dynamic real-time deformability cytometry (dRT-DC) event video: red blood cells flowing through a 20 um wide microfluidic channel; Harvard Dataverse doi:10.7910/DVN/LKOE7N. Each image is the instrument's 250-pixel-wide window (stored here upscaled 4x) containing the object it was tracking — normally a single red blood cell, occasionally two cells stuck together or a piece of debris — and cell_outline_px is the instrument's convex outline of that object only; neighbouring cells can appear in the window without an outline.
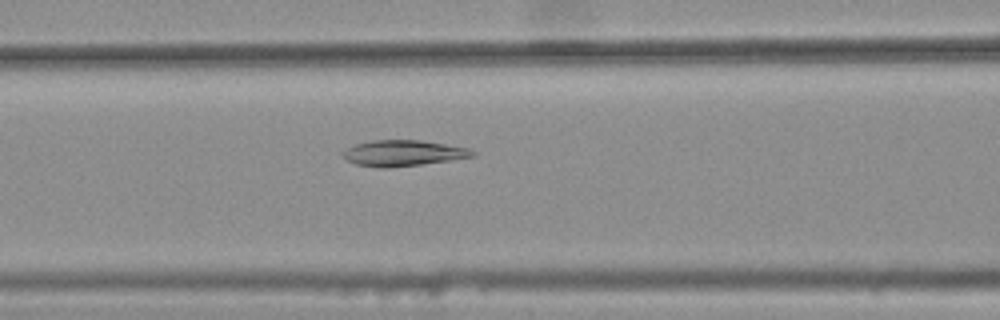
{"species": "common noctule bat (a hibernating species)", "species_latin": "Nyctalus noctula", "temperature_condition": "warm", "stored_images_in_passage": 36, "camera_frame_rate_fps": 3000, "um_per_image_px": 0.085, "animal": {"sex": "female", "body_mass_g": 25.1}, "frame": {"image": 1, "passage_image": 10, "time_ms": 3.0, "image_size_px": [1000, 320], "cell_outline_px": [[476, 156], [420, 164], [388, 168], [376, 168], [356, 164], [340, 156], [340, 152], [356, 144], [372, 140], [420, 140], [468, 148], [476, 152]], "centroid_in_image_um": [34.22, 13.02], "position_along_channel_um": 132.4, "area_um2": 19.48}}
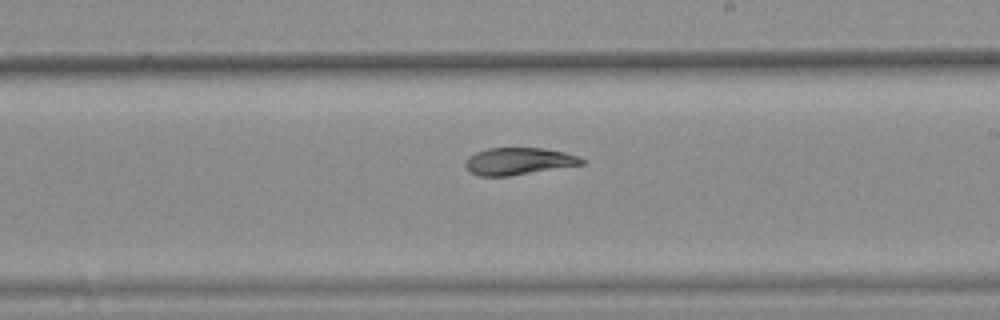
{"frame": {"image": 2, "passage_image": 19, "time_ms": 6.0, "image_size_px": [1000, 320], "cell_outline_px": [[584, 164], [508, 176], [480, 176], [472, 172], [464, 164], [464, 160], [468, 156], [476, 152], [488, 148], [544, 148], [564, 152], [576, 156], [584, 160]], "centroid_in_image_um": [44.04, 13.7], "position_along_channel_um": 245.0, "area_um2": 18.21}}
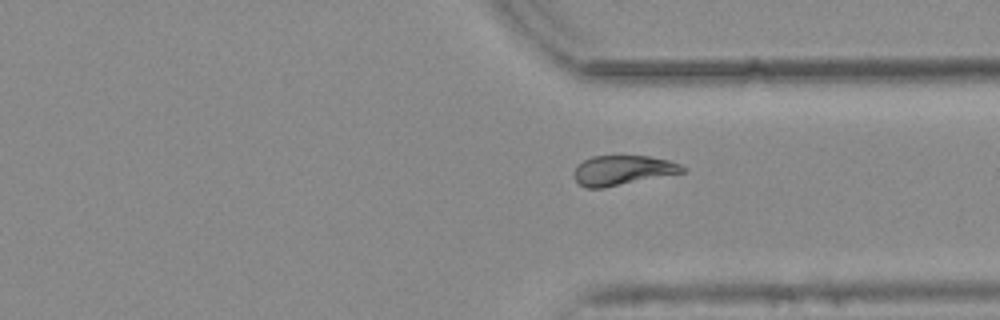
{"frame": {"image": 3, "passage_image": 28, "time_ms": 9.0, "image_size_px": [1000, 320], "cell_outline_px": [[688, 168], [684, 172], [604, 188], [584, 188], [572, 176], [572, 172], [584, 160], [592, 156], [648, 156], [668, 160], [680, 164]], "centroid_in_image_um": [52.92, 14.48], "position_along_channel_um": 358.5, "area_um2": 18.79}}